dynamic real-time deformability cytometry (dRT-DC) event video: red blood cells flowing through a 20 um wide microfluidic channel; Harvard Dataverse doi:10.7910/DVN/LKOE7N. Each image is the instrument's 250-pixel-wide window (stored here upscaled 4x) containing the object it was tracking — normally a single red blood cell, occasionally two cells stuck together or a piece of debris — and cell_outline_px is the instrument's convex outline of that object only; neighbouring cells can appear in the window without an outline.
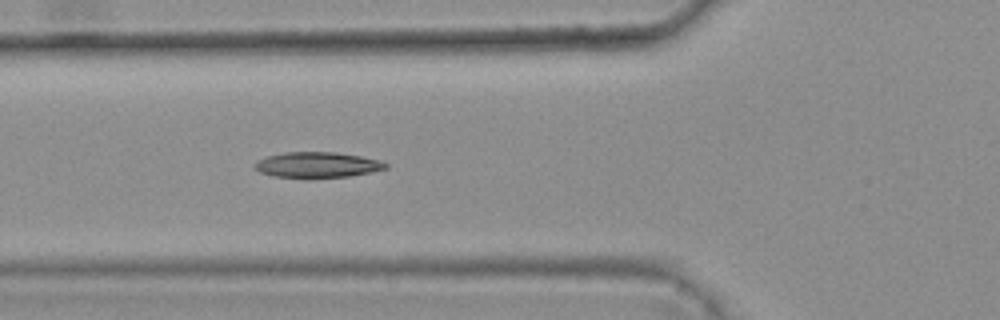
{"species": "common noctule bat (a hibernating species)", "species_latin": "Nyctalus noctula", "temperature_condition": "warm", "stored_images_in_passage": 6, "camera_frame_rate_fps": 3000, "um_per_image_px": 0.085, "animal": {"sex": "female", "body_mass_g": 25.1}, "frame": {"image": 1, "passage_image": 6, "time_ms": 1.667, "image_size_px": [1000, 320], "cell_outline_px": [[388, 168], [348, 176], [272, 176], [260, 172], [252, 168], [252, 164], [268, 156], [284, 152], [336, 152], [360, 156], [380, 160], [388, 164]], "centroid_in_image_um": [26.95, 13.98], "position_along_channel_um": 98.9, "area_um2": 18.96}}